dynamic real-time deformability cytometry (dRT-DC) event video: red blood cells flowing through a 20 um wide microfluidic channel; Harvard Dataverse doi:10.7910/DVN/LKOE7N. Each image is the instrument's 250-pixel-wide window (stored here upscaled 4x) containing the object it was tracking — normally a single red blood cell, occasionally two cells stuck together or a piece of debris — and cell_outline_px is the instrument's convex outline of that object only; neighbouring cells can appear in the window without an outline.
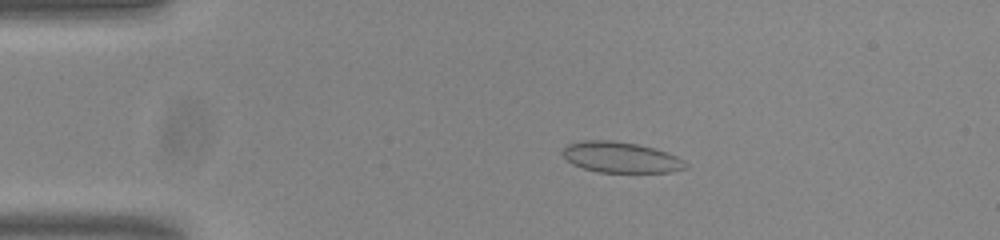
{"species": "common noctule bat (a hibernating species)", "species_latin": "Nyctalus noctula", "temperature_condition": "room temperature", "stored_images_in_passage": 54, "camera_frame_rate_fps": 3000, "um_per_image_px": 0.085, "animal": {"sex": "male", "body_mass_g": 20.0, "forearm_length_mm": 53.3}, "frame": {"image": 1, "passage_image": 11, "time_ms": 3.333, "image_size_px": [1000, 240], "cell_outline_px": [[688, 168], [672, 172], [600, 172], [584, 168], [572, 164], [560, 152], [568, 144], [584, 140], [612, 140], [636, 144], [656, 148], [668, 152], [684, 160]], "centroid_in_image_um": [52.79, 13.37], "position_along_channel_um": 32.2, "area_um2": 22.08}}
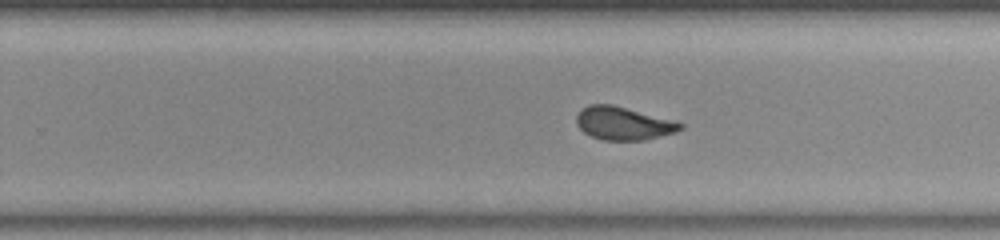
{"frame": {"image": 2, "passage_image": 34, "time_ms": 11.0, "image_size_px": [1000, 240], "cell_outline_px": [[684, 128], [676, 132], [644, 140], [604, 140], [592, 136], [584, 132], [580, 128], [576, 120], [576, 116], [588, 104], [612, 104], [684, 124]], "centroid_in_image_um": [52.97, 10.49], "position_along_channel_um": 276.8, "area_um2": 19.59}}
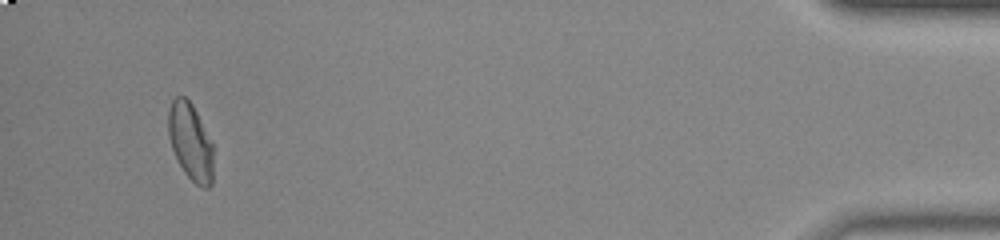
{"frame": {"image": 3, "passage_image": 51, "time_ms": 16.667, "image_size_px": [1000, 240], "cell_outline_px": [[212, 184], [208, 188], [204, 188], [196, 184], [184, 172], [172, 148], [168, 136], [168, 112], [172, 100], [176, 96], [184, 96], [192, 104], [212, 144]], "centroid_in_image_um": [16.17, 12.05], "position_along_channel_um": 419.0, "area_um2": 19.83}, "authors_computed_cell_mechanics": {"area_um2": 20.4034, "velocity_mm_per_s": 3.8335, "shape_relaxation_time_tau1_ms": 5.6268, "shape_relaxation_time_tau2_ms": null, "deformation_change_tau1": 0.1359, "deformation_change_tau2": null}}